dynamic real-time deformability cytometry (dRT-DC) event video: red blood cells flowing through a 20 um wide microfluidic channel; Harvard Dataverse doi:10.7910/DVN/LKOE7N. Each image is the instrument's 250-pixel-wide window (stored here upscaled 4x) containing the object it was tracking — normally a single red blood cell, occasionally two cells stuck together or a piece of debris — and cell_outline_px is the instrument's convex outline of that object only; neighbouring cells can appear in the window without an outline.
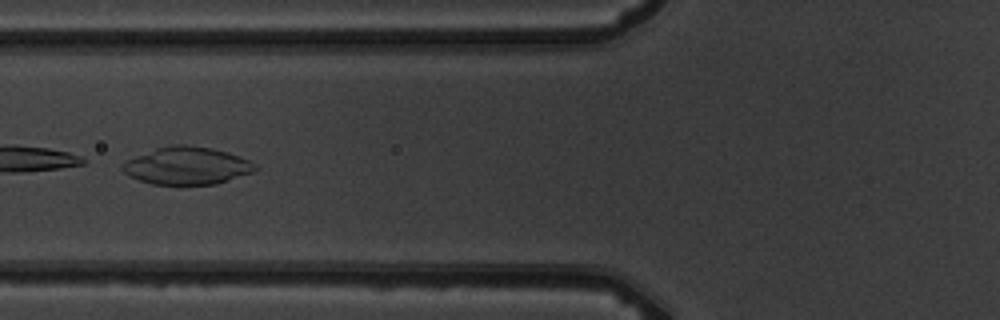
{"species": "common noctule bat (a hibernating species)", "species_latin": "Nyctalus noctula", "temperature_condition": "warm", "stored_images_in_passage": 10, "camera_frame_rate_fps": 3000, "um_per_image_px": 0.085, "animal": {"sex": "male", "body_mass_g": 19.5, "forearm_length_mm": 54.6}, "frame": {"image": 1, "passage_image": 7, "time_ms": 7.0, "image_size_px": [1000, 320], "cell_outline_px": [[260, 168], [256, 172], [216, 184], [152, 184], [128, 176], [120, 168], [124, 160], [156, 148], [172, 144], [188, 144], [212, 148], [228, 152], [240, 156], [256, 164]], "centroid_in_image_um": [15.91, 14.08], "position_along_channel_um": 109.9, "area_um2": 29.42}}
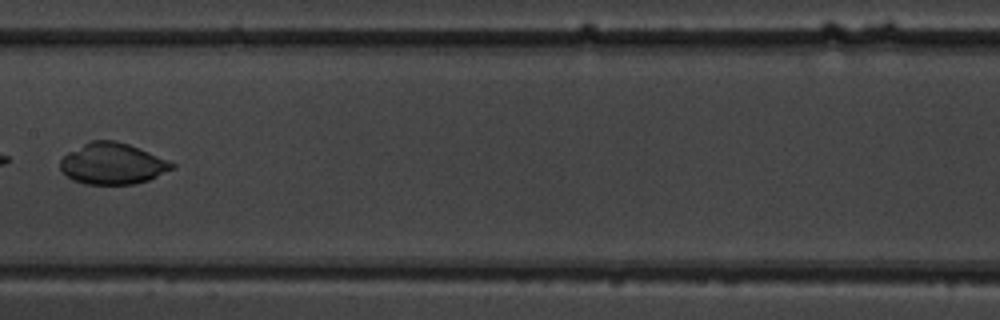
{"frame": {"image": 2, "passage_image": 9, "time_ms": 9.333, "image_size_px": [1000, 320], "cell_outline_px": [[176, 168], [148, 180], [132, 184], [84, 184], [72, 180], [60, 168], [60, 160], [68, 152], [92, 140], [116, 140], [128, 144], [168, 160], [176, 164]], "centroid_in_image_um": [9.58, 13.92], "position_along_channel_um": 197.8, "area_um2": 26.7}}
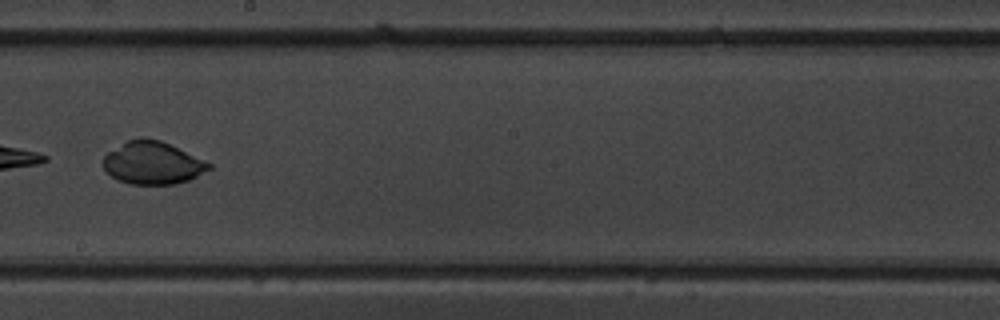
{"frame": {"image": 3, "passage_image": 10, "time_ms": 10.333, "image_size_px": [1000, 320], "cell_outline_px": [[212, 168], [188, 180], [176, 184], [132, 184], [120, 180], [112, 176], [104, 168], [104, 156], [108, 152], [128, 140], [140, 136], [144, 136], [160, 140], [212, 164]], "centroid_in_image_um": [12.97, 13.83], "position_along_channel_um": 235.2, "area_um2": 25.95}}